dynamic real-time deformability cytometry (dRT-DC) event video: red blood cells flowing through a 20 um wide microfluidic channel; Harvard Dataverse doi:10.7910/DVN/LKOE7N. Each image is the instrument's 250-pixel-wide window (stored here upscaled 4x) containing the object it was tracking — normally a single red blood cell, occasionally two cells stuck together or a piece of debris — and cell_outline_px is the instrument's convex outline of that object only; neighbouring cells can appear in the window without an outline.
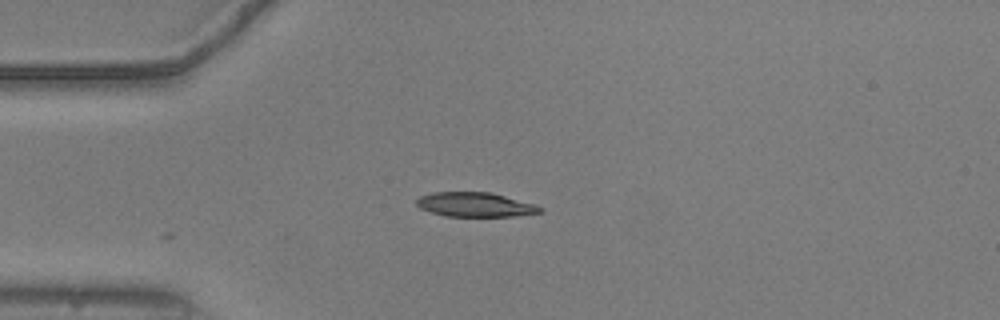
{"species": "common noctule bat (a hibernating species)", "species_latin": "Nyctalus noctula", "temperature_condition": "warm", "stored_images_in_passage": 3, "camera_frame_rate_fps": 3000, "um_per_image_px": 0.085, "animal": {"sex": "male", "body_mass_g": 20.5, "forearm_length_mm": 52.5}, "frame": {"image": 1, "passage_image": 1, "time_ms": 0.0, "image_size_px": [1000, 320], "cell_outline_px": [[544, 212], [512, 216], [444, 216], [420, 208], [416, 204], [416, 200], [420, 196], [432, 192], [488, 192], [536, 204], [544, 208]], "centroid_in_image_um": [40.4, 17.39], "position_along_channel_um": 44.6, "area_um2": 17.51}}